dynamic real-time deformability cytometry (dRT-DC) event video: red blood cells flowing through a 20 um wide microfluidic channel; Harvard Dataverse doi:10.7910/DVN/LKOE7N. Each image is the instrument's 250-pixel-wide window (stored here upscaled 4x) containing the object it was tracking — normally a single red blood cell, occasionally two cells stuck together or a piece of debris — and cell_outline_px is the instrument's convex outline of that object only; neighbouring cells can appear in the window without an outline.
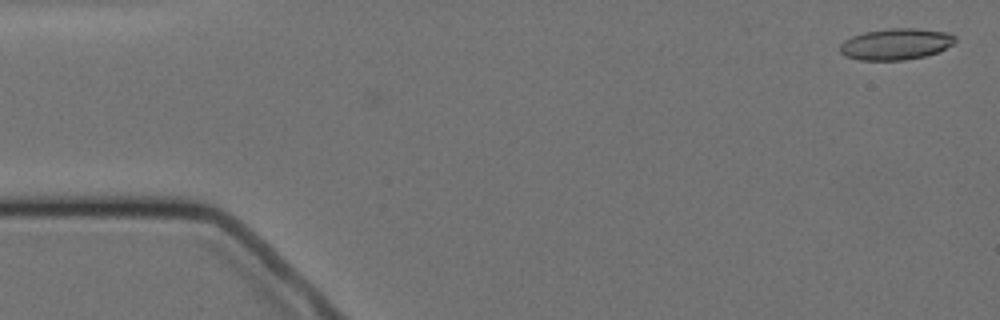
{"species": "Egyptian fruit bat (a non-hibernating species)", "species_latin": "Rousettus aegyptiacus", "temperature_condition": "cold", "stored_images_in_passage": 6, "camera_frame_rate_fps": 3000, "um_per_image_px": 0.085, "animal": {"sex": "female"}, "frame": {"image": 1, "passage_image": 1, "time_ms": 0.0, "image_size_px": [1000, 320], "cell_outline_px": [[956, 40], [952, 44], [940, 52], [924, 56], [904, 60], [860, 60], [844, 56], [840, 52], [840, 44], [844, 40], [852, 36], [864, 32], [888, 28], [920, 28], [948, 32], [956, 36]], "centroid_in_image_um": [76.16, 3.74], "position_along_channel_um": 8.8, "area_um2": 21.27}}
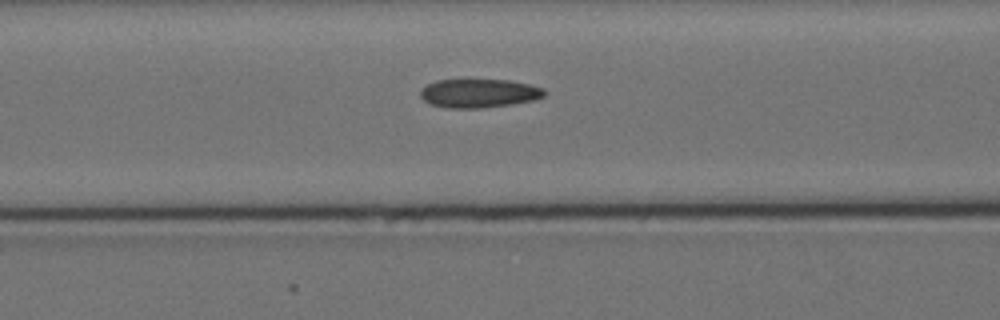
{"frame": {"image": 2, "passage_image": 6, "time_ms": 6.667, "image_size_px": [1000, 320], "cell_outline_px": [[548, 92], [544, 96], [532, 100], [512, 104], [480, 108], [448, 108], [432, 104], [424, 100], [420, 96], [420, 88], [436, 80], [508, 80], [528, 84], [544, 88]], "centroid_in_image_um": [40.71, 7.92], "position_along_channel_um": 125.9, "area_um2": 20.69}}